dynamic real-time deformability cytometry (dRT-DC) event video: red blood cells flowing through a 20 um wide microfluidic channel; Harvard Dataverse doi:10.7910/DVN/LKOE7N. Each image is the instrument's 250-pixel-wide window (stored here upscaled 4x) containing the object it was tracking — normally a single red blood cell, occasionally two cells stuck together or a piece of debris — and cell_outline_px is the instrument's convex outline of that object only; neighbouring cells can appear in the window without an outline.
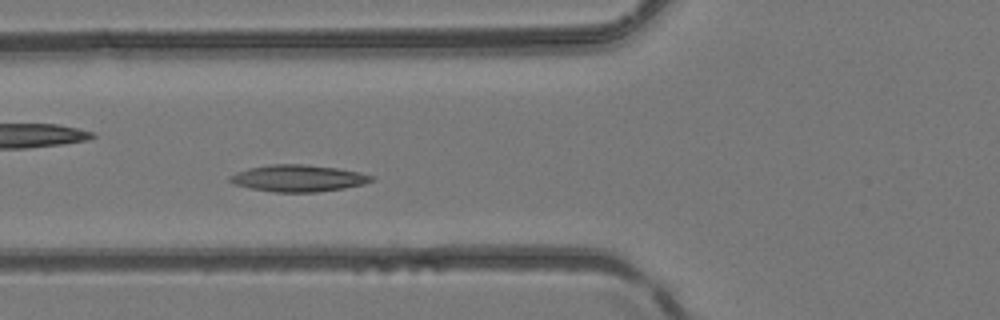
{"species": "common noctule bat (a hibernating species)", "species_latin": "Nyctalus noctula", "temperature_condition": "room temperature", "stored_images_in_passage": 3, "camera_frame_rate_fps": 3000, "um_per_image_px": 0.085, "animal": {"sex": "female", "body_mass_g": 24.6, "forearm_length_mm": 56.2}, "frame": {"image": 1, "passage_image": 2, "time_ms": 0.333, "image_size_px": [1000, 320], "cell_outline_px": [[376, 180], [364, 184], [344, 188], [316, 192], [276, 192], [252, 188], [232, 184], [228, 180], [228, 176], [236, 172], [248, 168], [272, 164], [300, 164], [336, 168], [360, 172], [376, 176]], "centroid_in_image_um": [25.36, 15.15], "position_along_channel_um": 100.4, "area_um2": 22.14}}
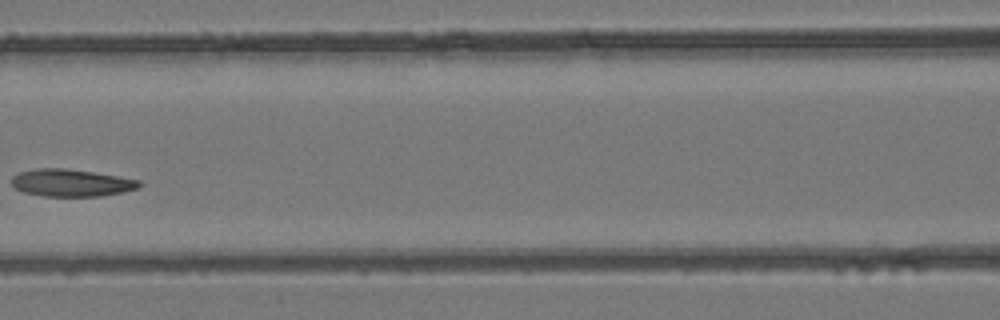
{"frame": {"image": 2, "passage_image": 3, "time_ms": 0.667, "image_size_px": [1000, 320], "cell_outline_px": [[144, 184], [136, 188], [120, 192], [100, 196], [44, 196], [24, 192], [16, 188], [12, 184], [12, 176], [20, 172], [36, 168], [64, 168], [92, 172], [140, 180]], "centroid_in_image_um": [6.04, 15.53], "position_along_channel_um": 160.6, "area_um2": 20.06}}